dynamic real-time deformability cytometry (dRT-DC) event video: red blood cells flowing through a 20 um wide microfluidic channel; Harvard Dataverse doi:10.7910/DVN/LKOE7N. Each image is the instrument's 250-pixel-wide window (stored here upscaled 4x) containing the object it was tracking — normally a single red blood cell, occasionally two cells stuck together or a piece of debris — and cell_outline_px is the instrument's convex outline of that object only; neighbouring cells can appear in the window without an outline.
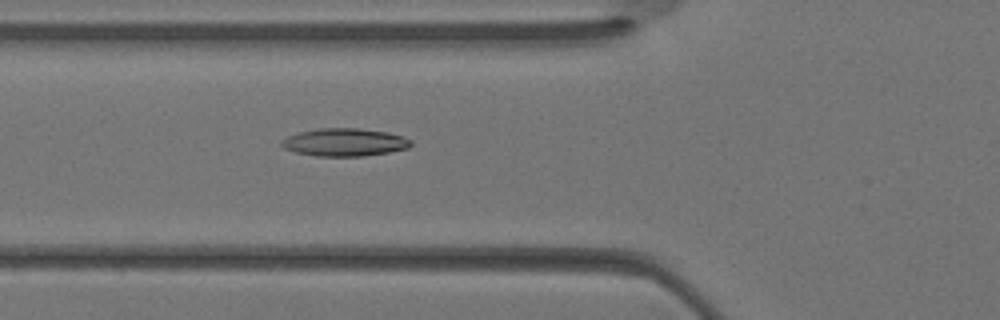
{"species": "Egyptian fruit bat (a non-hibernating species)", "species_latin": "Rousettus aegyptiacus", "temperature_condition": "warm", "stored_images_in_passage": 23, "camera_frame_rate_fps": 3000, "um_per_image_px": 0.085, "animal": {"sex": "female"}, "frame": {"image": 1, "passage_image": 2, "time_ms": 0.333, "image_size_px": [1000, 320], "cell_outline_px": [[412, 144], [408, 148], [388, 152], [364, 156], [316, 156], [296, 152], [284, 148], [280, 144], [280, 140], [288, 136], [300, 132], [320, 128], [356, 128], [388, 132], [404, 136], [412, 140]], "centroid_in_image_um": [29.3, 12.09], "position_along_channel_um": 96.5, "area_um2": 20.98}}
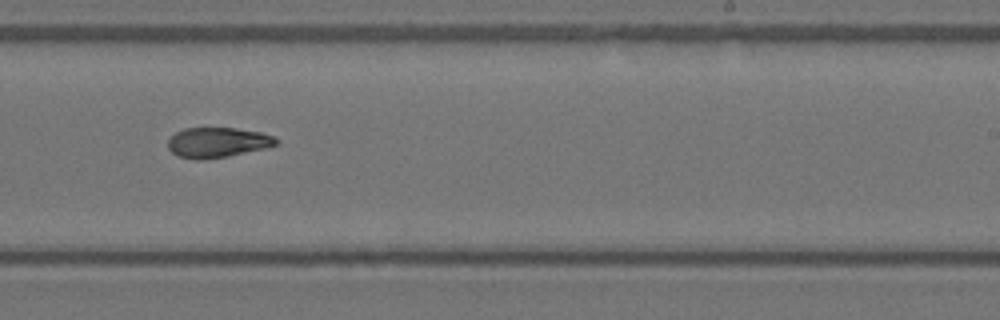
{"frame": {"image": 2, "passage_image": 11, "time_ms": 3.333, "image_size_px": [1000, 320], "cell_outline_px": [[276, 144], [264, 148], [228, 156], [204, 160], [196, 160], [176, 156], [168, 148], [168, 140], [176, 132], [184, 128], [236, 128], [260, 132], [272, 136], [276, 140]], "centroid_in_image_um": [18.42, 12.11], "position_along_channel_um": 270.6, "area_um2": 18.84}}
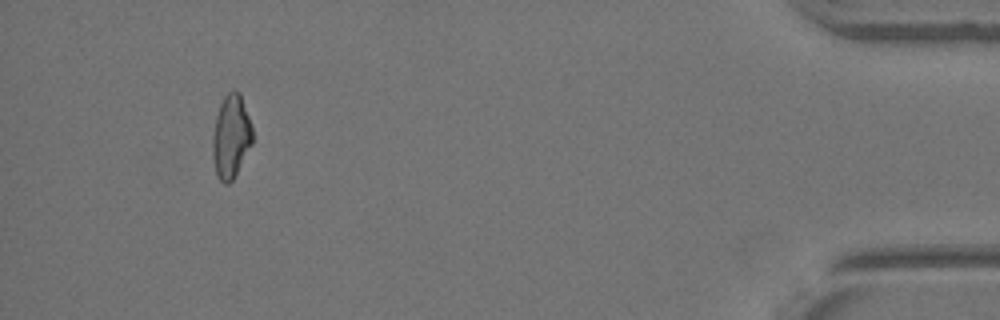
{"frame": {"image": 3, "passage_image": 22, "time_ms": 7.0, "image_size_px": [1000, 320], "cell_outline_px": [[252, 144], [232, 180], [228, 184], [224, 184], [216, 176], [212, 156], [212, 136], [216, 116], [220, 104], [224, 96], [232, 88], [240, 92], [252, 124]], "centroid_in_image_um": [19.63, 11.58], "position_along_channel_um": 415.6, "area_um2": 19.59}}